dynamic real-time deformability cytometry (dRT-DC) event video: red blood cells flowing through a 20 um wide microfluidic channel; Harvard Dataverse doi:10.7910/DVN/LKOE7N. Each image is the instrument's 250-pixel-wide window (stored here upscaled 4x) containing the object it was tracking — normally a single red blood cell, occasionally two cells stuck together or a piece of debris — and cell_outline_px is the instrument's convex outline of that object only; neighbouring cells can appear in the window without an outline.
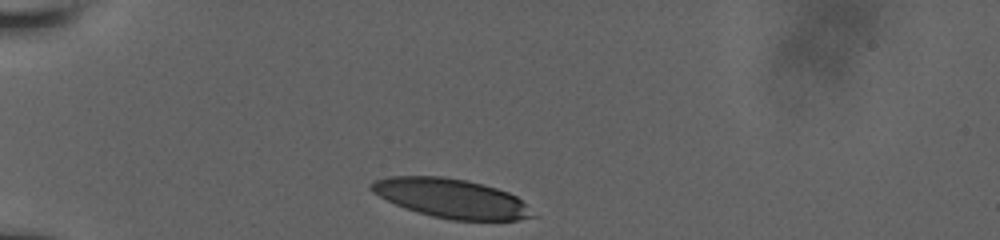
{"species": "human", "species_latin": "Homo sapiens", "temperature_condition": "room temperature", "stored_images_in_passage": 10, "camera_frame_rate_fps": 3000, "um_per_image_px": 0.085, "donor": {"sex": "male"}, "frame": {"image": 1, "passage_image": 1, "time_ms": 0.0, "image_size_px": [1000, 240], "cell_outline_px": [[540, 216], [520, 220], [452, 220], [432, 216], [404, 208], [372, 192], [368, 188], [376, 180], [388, 176], [444, 176], [468, 180], [484, 184], [508, 192], [516, 196]], "centroid_in_image_um": [38.41, 16.86], "position_along_channel_um": 46.6, "area_um2": 36.99}}
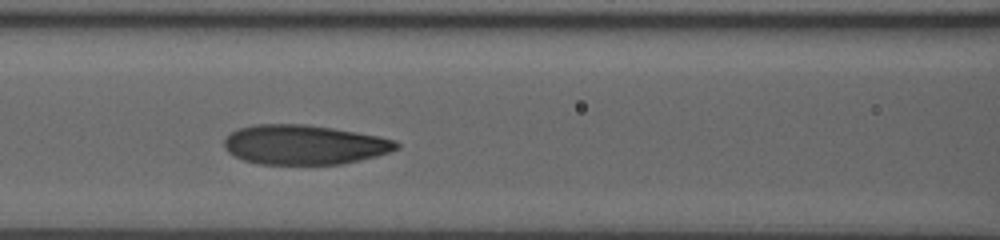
{"frame": {"image": 2, "passage_image": 7, "time_ms": 3.333, "image_size_px": [1000, 240], "cell_outline_px": [[400, 148], [376, 156], [360, 160], [340, 164], [260, 164], [244, 160], [228, 152], [224, 148], [224, 140], [232, 132], [240, 128], [256, 124], [304, 124], [332, 128], [380, 136], [396, 140], [400, 144]], "centroid_in_image_um": [25.88, 12.3], "position_along_channel_um": 140.7, "area_um2": 39.65}}
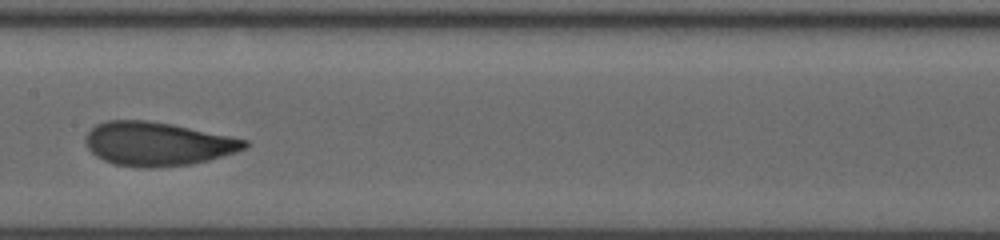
{"frame": {"image": 3, "passage_image": 9, "time_ms": 4.667, "image_size_px": [1000, 240], "cell_outline_px": [[248, 144], [244, 148], [236, 152], [208, 160], [192, 164], [152, 168], [116, 164], [104, 160], [96, 156], [88, 148], [84, 140], [84, 136], [96, 124], [108, 120], [148, 120], [172, 124], [248, 140]], "centroid_in_image_um": [13.36, 12.22], "position_along_channel_um": 194.0, "area_um2": 40.29}}